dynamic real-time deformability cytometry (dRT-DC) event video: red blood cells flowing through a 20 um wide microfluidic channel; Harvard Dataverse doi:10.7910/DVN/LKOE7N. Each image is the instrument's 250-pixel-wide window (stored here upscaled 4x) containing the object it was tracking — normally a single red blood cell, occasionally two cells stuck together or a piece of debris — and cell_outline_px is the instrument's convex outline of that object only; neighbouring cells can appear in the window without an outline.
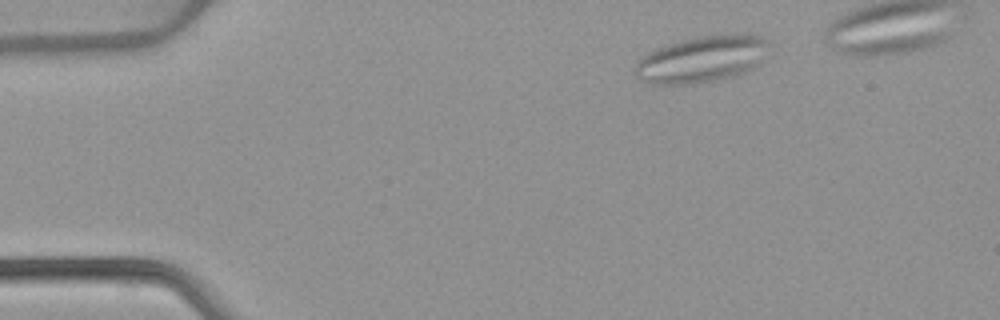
{"species": "common noctule bat (a hibernating species)", "species_latin": "Nyctalus noctula", "temperature_condition": "warm", "stored_images_in_passage": 45, "segment_of_instrument_passage": [1, 2], "camera_frame_rate_fps": 3000, "um_per_image_px": 0.085, "animal": {"sex": "female", "body_mass_g": 22.7, "forearm_length_mm": 54.2}, "frame": {"image": 1, "passage_image": 5, "time_ms": 1.333, "image_size_px": [1000, 320], "cell_outline_px": [[772, 44], [756, 68], [736, 76], [688, 84], [652, 84], [640, 76], [636, 72], [636, 64], [644, 56], [668, 44], [680, 40], [696, 36], [760, 36], [768, 40]], "centroid_in_image_um": [59.74, 5.04], "position_along_channel_um": 25.3, "area_um2": 35.32}}